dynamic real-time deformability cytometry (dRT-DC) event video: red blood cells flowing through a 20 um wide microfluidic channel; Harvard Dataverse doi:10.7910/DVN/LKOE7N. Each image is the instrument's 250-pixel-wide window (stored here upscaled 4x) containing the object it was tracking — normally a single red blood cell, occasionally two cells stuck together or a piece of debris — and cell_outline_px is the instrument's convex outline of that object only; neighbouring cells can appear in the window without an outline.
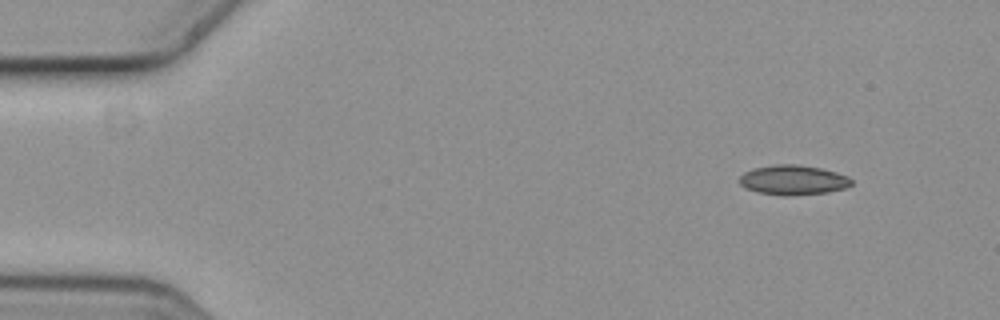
{"species": "common noctule bat (a hibernating species)", "species_latin": "Nyctalus noctula", "temperature_condition": "cold", "stored_images_in_passage": 3, "camera_frame_rate_fps": 3000, "um_per_image_px": 0.085, "animal": {"sex": "female", "body_mass_g": 19.3, "forearm_length_mm": 54.1}, "frame": {"image": 1, "passage_image": 1, "time_ms": 0.0, "image_size_px": [1000, 320], "cell_outline_px": [[852, 184], [844, 188], [828, 192], [788, 196], [784, 196], [756, 192], [740, 184], [740, 176], [744, 172], [756, 168], [776, 164], [796, 164], [820, 168], [836, 172], [848, 176], [852, 180]], "centroid_in_image_um": [67.43, 15.3], "position_along_channel_um": 17.6, "area_um2": 19.31}}